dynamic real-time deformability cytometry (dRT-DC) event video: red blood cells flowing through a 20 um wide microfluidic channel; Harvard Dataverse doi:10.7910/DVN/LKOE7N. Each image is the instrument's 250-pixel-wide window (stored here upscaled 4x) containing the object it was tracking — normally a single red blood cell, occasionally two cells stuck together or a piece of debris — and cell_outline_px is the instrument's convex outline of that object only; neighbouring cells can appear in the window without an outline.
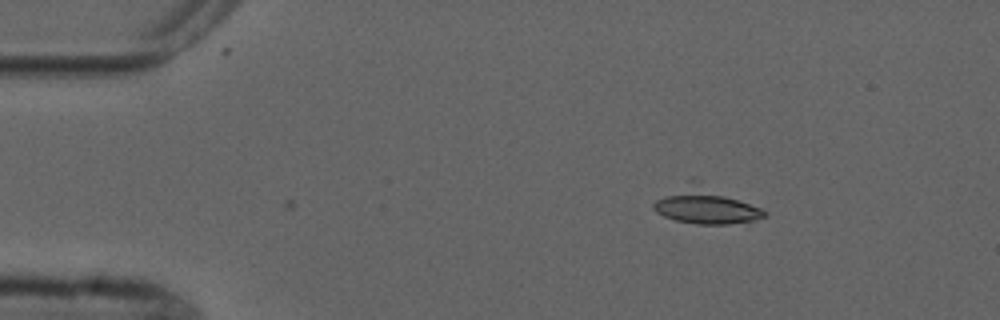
{"species": "common noctule bat (a hibernating species)", "species_latin": "Nyctalus noctula", "temperature_condition": "cold", "stored_images_in_passage": 4, "camera_frame_rate_fps": 3000, "um_per_image_px": 0.085, "animal": {"sex": "male", "forearm_length_mm": 52.5}, "frame": {"image": 1, "passage_image": 4, "time_ms": 3.333, "image_size_px": [1000, 320], "cell_outline_px": [[768, 216], [752, 220], [728, 224], [696, 224], [676, 220], [664, 216], [656, 212], [652, 208], [652, 204], [656, 200], [692, 176], [696, 176], [768, 212]], "centroid_in_image_um": [59.96, 17.4], "position_along_channel_um": 25.0, "area_um2": 24.16}}